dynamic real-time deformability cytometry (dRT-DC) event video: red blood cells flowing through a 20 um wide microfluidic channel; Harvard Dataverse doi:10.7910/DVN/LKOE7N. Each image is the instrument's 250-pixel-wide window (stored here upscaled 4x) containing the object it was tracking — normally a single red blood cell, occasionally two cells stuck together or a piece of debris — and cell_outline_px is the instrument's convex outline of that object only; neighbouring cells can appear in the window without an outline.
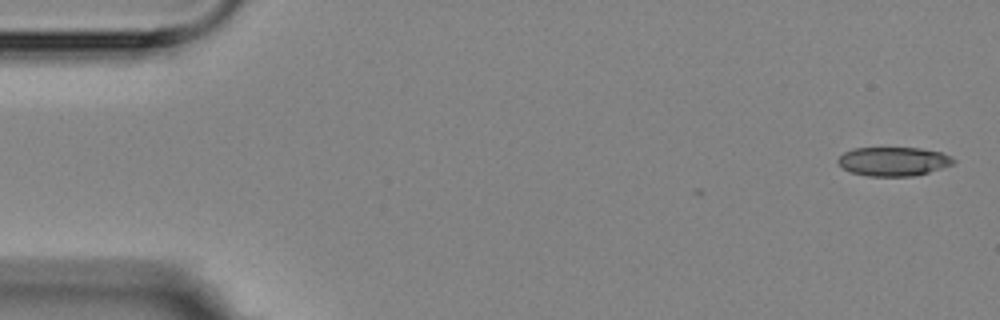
{"species": "Egyptian fruit bat (a non-hibernating species)", "species_latin": "Rousettus aegyptiacus", "temperature_condition": "room temperature", "stored_images_in_passage": 4, "camera_frame_rate_fps": 3000, "um_per_image_px": 0.085, "animal": {"sex": "female"}, "frame": {"image": 1, "passage_image": 1, "time_ms": 0.0, "image_size_px": [1000, 320], "cell_outline_px": [[956, 160], [952, 164], [928, 172], [912, 176], [868, 176], [852, 172], [844, 168], [836, 160], [844, 152], [852, 148], [920, 148], [940, 152], [952, 156]], "centroid_in_image_um": [75.94, 13.71], "position_along_channel_um": 9.1, "area_um2": 19.31}}
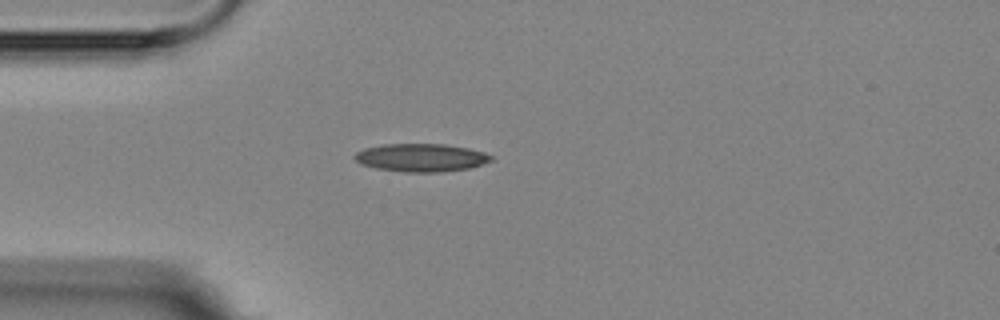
{"frame": {"image": 2, "passage_image": 3, "time_ms": 4.333, "image_size_px": [1000, 320], "cell_outline_px": [[492, 160], [468, 168], [440, 172], [404, 172], [376, 168], [360, 164], [352, 156], [356, 152], [364, 148], [384, 144], [444, 144], [468, 148], [484, 152], [492, 156]], "centroid_in_image_um": [35.75, 13.39], "position_along_channel_um": 49.3, "area_um2": 22.2}}